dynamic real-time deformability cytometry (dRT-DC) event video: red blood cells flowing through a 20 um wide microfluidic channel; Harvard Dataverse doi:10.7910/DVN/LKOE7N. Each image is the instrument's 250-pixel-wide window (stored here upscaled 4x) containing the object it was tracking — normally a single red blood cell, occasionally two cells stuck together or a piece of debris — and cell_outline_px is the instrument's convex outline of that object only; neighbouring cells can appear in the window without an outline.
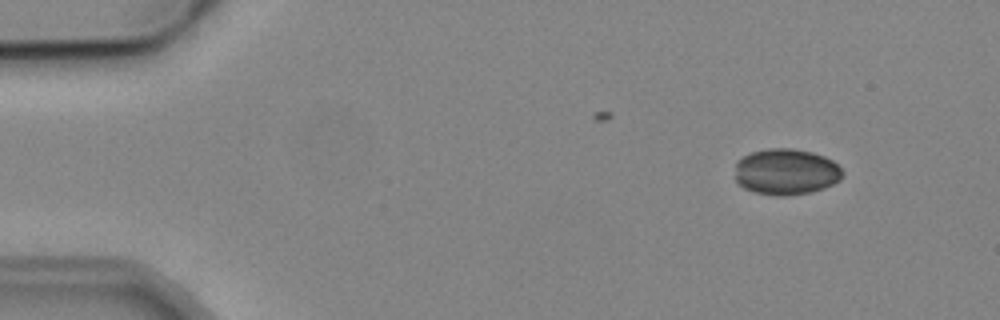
{"species": "common noctule bat (a hibernating species)", "species_latin": "Nyctalus noctula", "temperature_condition": "cold", "stored_images_in_passage": 5, "segment_of_instrument_passage": [2, 2], "camera_frame_rate_fps": 3000, "um_per_image_px": 0.085, "animal": {"sex": "male", "body_mass_g": 19.2, "forearm_length_mm": 51.8}, "frame": {"image": 1, "passage_image": 5, "time_ms": 5.333, "image_size_px": [1000, 320], "cell_outline_px": [[844, 176], [840, 180], [824, 188], [812, 192], [788, 196], [776, 196], [756, 192], [744, 188], [736, 180], [736, 160], [752, 152], [768, 148], [792, 148], [812, 152], [824, 156], [832, 160], [844, 172]], "centroid_in_image_um": [66.83, 14.6], "position_along_channel_um": 18.2, "area_um2": 29.07}}